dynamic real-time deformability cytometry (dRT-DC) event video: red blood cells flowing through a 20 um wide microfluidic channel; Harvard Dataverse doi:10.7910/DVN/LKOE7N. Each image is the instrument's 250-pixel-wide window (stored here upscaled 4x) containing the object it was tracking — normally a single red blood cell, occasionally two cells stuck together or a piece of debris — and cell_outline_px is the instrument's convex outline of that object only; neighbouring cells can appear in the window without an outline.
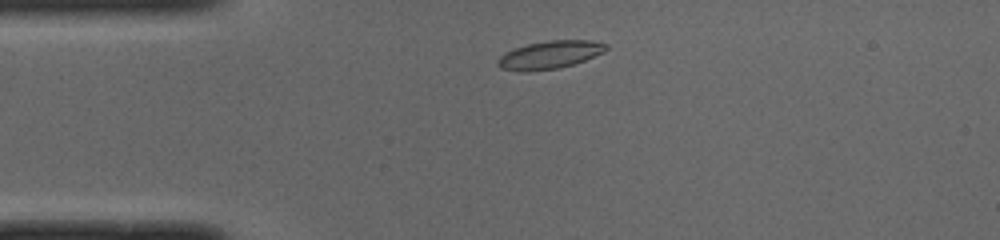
{"species": "common noctule bat (a hibernating species)", "species_latin": "Nyctalus noctula", "temperature_condition": "cold", "stored_images_in_passage": 42, "camera_frame_rate_fps": 3000, "um_per_image_px": 0.085, "animal": {"sex": "male", "body_mass_g": 19.0, "forearm_length_mm": 50.8}, "frame": {"image": 1, "passage_image": 3, "time_ms": 0.667, "image_size_px": [1000, 240], "cell_outline_px": [[608, 48], [604, 52], [584, 60], [560, 68], [528, 72], [520, 72], [500, 68], [496, 64], [496, 60], [500, 56], [516, 48], [528, 44], [548, 40], [592, 40], [608, 44]], "centroid_in_image_um": [46.73, 4.67], "position_along_channel_um": 38.3, "area_um2": 17.69}}
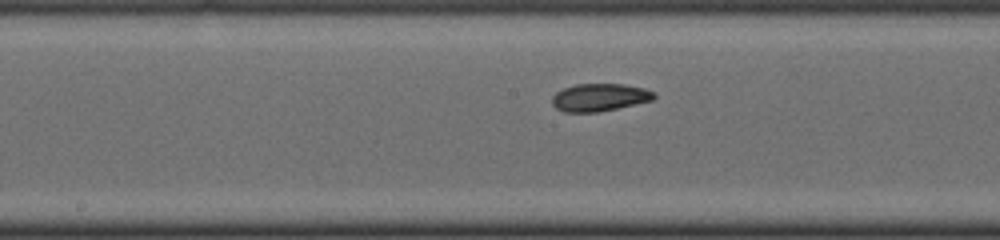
{"frame": {"image": 2, "passage_image": 17, "time_ms": 5.333, "image_size_px": [1000, 240], "cell_outline_px": [[656, 96], [652, 100], [616, 108], [596, 112], [564, 112], [556, 108], [552, 104], [552, 96], [556, 92], [564, 88], [576, 84], [624, 84], [644, 88], [656, 92]], "centroid_in_image_um": [50.95, 8.27], "position_along_channel_um": 197.2, "area_um2": 16.36}}
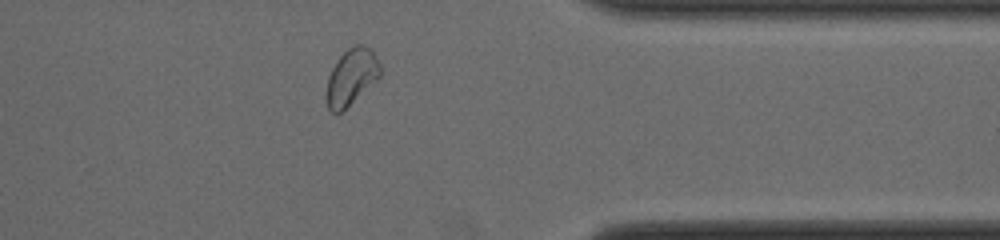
{"frame": {"image": 3, "passage_image": 32, "time_ms": 10.333, "image_size_px": [1000, 240], "cell_outline_px": [[380, 76], [376, 80], [340, 112], [332, 112], [328, 108], [324, 96], [328, 76], [332, 68], [340, 56], [348, 48], [356, 44], [364, 44], [372, 48], [380, 64]], "centroid_in_image_um": [29.85, 6.5], "position_along_channel_um": 381.6, "area_um2": 17.57}, "authors_computed_cell_mechanics": {"area_um2": 17.1666, "velocity_mm_per_s": 3.9483, "shape_relaxation_time_tau1_ms": 5.9791, "shape_relaxation_time_tau2_ms": 2.342, "deformation_change_tau1": 0.1519, "deformation_change_tau2": 0.0591}}